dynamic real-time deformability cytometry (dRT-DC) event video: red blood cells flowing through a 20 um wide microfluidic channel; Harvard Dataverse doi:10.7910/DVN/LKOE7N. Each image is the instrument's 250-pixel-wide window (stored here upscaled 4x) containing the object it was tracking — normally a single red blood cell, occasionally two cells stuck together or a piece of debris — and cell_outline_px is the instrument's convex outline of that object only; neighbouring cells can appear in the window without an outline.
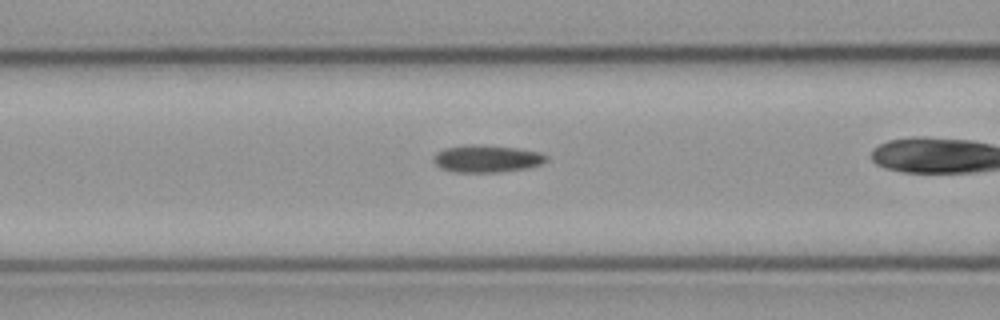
{"species": "common noctule bat (a hibernating species)", "species_latin": "Nyctalus noctula", "temperature_condition": "cold", "stored_images_in_passage": 38, "camera_frame_rate_fps": 3000, "um_per_image_px": 0.085, "animal": {"sex": "male", "body_mass_g": 23.1, "forearm_length_mm": 52.7}, "frame": {"image": 1, "passage_image": 17, "time_ms": 5.333, "image_size_px": [1000, 320], "cell_outline_px": [[548, 160], [540, 164], [528, 168], [500, 172], [452, 172], [440, 168], [432, 160], [432, 156], [436, 152], [444, 148], [468, 144], [472, 144], [516, 148], [540, 152], [548, 156]], "centroid_in_image_um": [41.34, 13.49], "position_along_channel_um": 125.3, "area_um2": 18.09}}
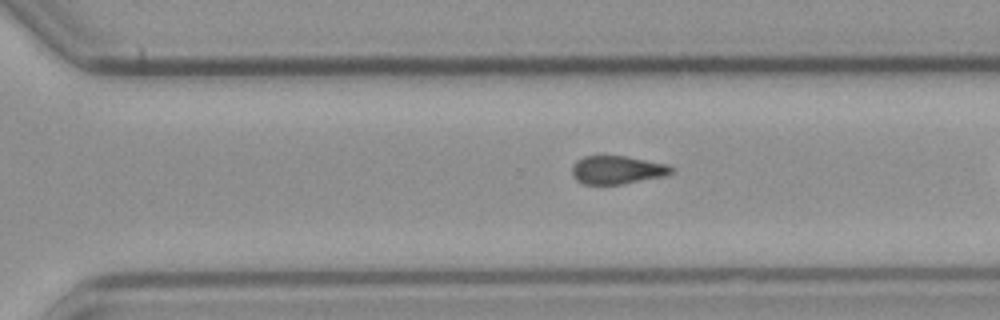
{"frame": {"image": 2, "passage_image": 33, "time_ms": 10.667, "image_size_px": [1000, 320], "cell_outline_px": [[672, 172], [664, 176], [624, 184], [580, 184], [572, 176], [572, 164], [576, 160], [584, 156], [624, 156], [668, 164], [672, 168]], "centroid_in_image_um": [52.41, 14.45], "position_along_channel_um": 318.2, "area_um2": 16.42}}
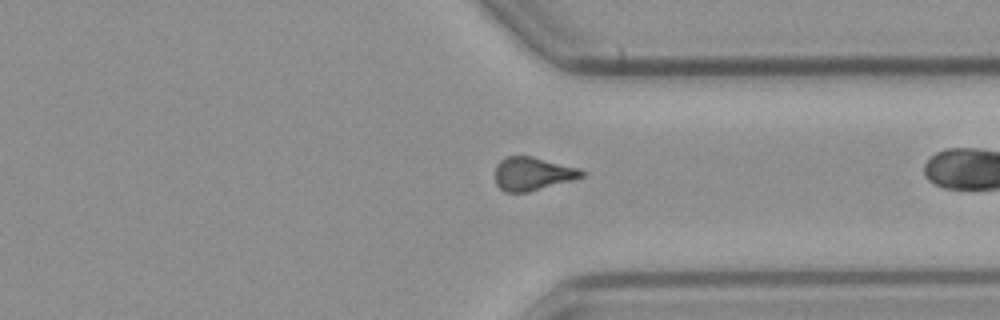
{"frame": {"image": 3, "passage_image": 37, "time_ms": 12.0, "image_size_px": [1000, 320], "cell_outline_px": [[584, 176], [572, 180], [528, 192], [504, 192], [496, 184], [496, 164], [500, 160], [508, 156], [532, 156], [580, 168], [584, 172]], "centroid_in_image_um": [45.26, 14.76], "position_along_channel_um": 366.1, "area_um2": 16.76}}